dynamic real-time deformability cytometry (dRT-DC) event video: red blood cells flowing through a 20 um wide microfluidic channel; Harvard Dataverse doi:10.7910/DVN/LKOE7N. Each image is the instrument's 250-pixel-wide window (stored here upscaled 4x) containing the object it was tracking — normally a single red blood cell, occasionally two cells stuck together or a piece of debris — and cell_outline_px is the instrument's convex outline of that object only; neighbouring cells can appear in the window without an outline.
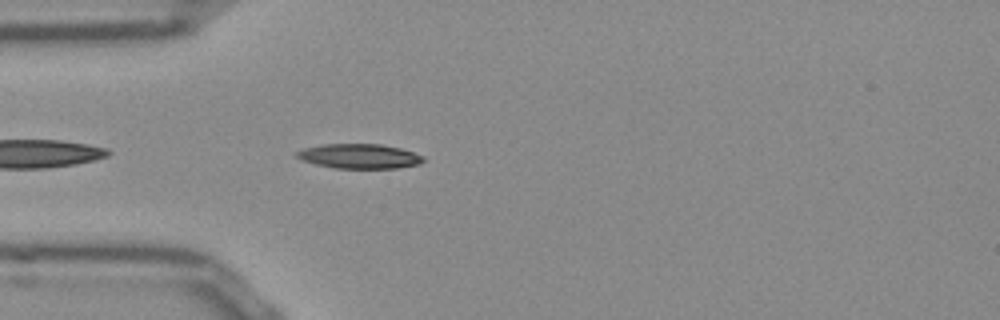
{"species": "Egyptian fruit bat (a non-hibernating species)", "species_latin": "Rousettus aegyptiacus", "temperature_condition": "room temperature", "stored_images_in_passage": 42, "camera_frame_rate_fps": 3000, "um_per_image_px": 0.085, "frame": {"image": 1, "passage_image": 4, "time_ms": 1.0, "image_size_px": [1000, 320], "cell_outline_px": [[424, 160], [420, 164], [396, 168], [336, 168], [316, 164], [304, 160], [296, 156], [296, 152], [304, 148], [320, 144], [380, 144], [400, 148], [424, 156]], "centroid_in_image_um": [30.56, 13.27], "position_along_channel_um": 54.4, "area_um2": 18.03}}
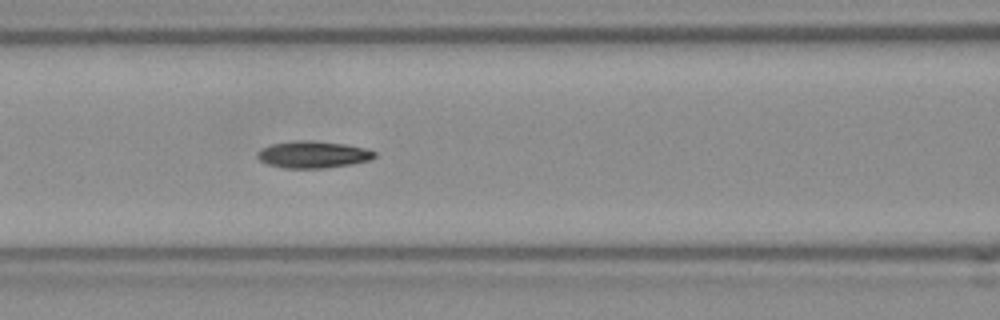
{"frame": {"image": 2, "passage_image": 11, "time_ms": 3.333, "image_size_px": [1000, 320], "cell_outline_px": [[376, 156], [368, 160], [352, 164], [324, 168], [288, 168], [268, 164], [260, 160], [256, 156], [256, 152], [272, 144], [296, 140], [312, 140], [344, 144], [364, 148], [376, 152]], "centroid_in_image_um": [26.6, 13.13], "position_along_channel_um": 140.0, "area_um2": 18.21}}
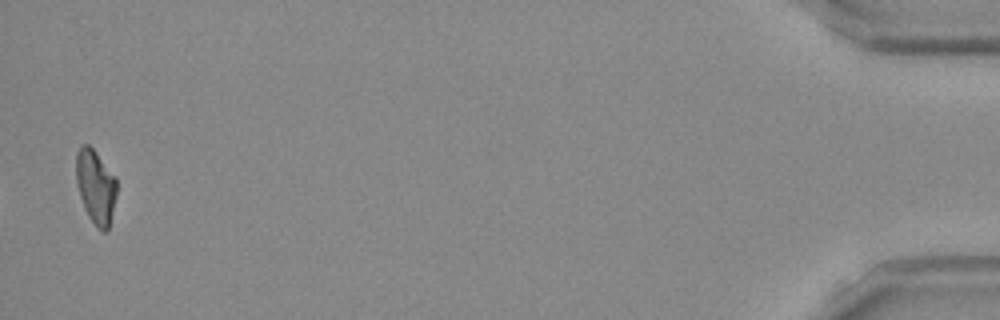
{"frame": {"image": 3, "passage_image": 41, "time_ms": 13.333, "image_size_px": [1000, 320], "cell_outline_px": [[116, 196], [108, 228], [104, 232], [88, 216], [84, 208], [76, 184], [76, 152], [80, 144], [88, 144], [96, 152], [116, 176]], "centroid_in_image_um": [8.11, 15.79], "position_along_channel_um": 427.1, "area_um2": 17.4}, "authors_computed_cell_mechanics": {"area_um2": 18.0336, "velocity_mm_per_s": 3.835, "shape_relaxation_time_tau1_ms": 6.4892, "shape_relaxation_time_tau2_ms": 3.5955, "deformation_change_tau1": 0.1829, "deformation_change_tau2": 0.103}}